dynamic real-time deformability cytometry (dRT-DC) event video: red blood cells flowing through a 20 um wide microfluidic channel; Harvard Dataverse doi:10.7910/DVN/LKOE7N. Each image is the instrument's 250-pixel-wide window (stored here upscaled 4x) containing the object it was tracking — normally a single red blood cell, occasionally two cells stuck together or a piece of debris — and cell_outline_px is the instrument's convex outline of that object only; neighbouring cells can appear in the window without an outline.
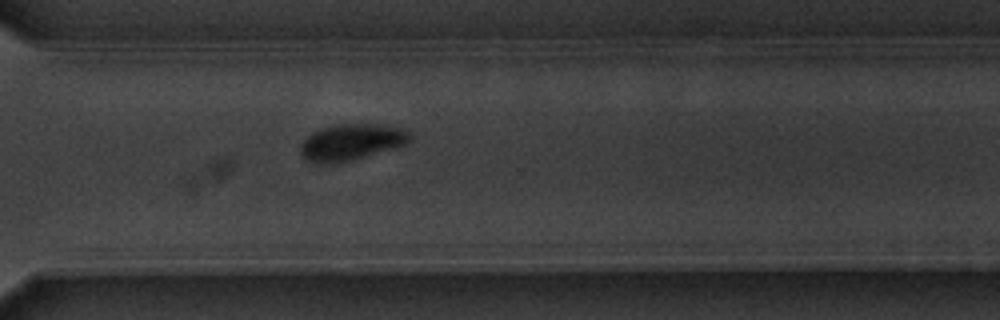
{"species": "common noctule bat (a hibernating species)", "species_latin": "Nyctalus noctula", "temperature_condition": "warm", "stored_images_in_passage": 12, "camera_frame_rate_fps": 3000, "um_per_image_px": 0.085, "animal": {"sex": "male", "body_mass_g": 20.1, "forearm_length_mm": 53.5}, "frame": {"image": 1, "passage_image": 12, "time_ms": 13.667, "image_size_px": [1000, 320], "cell_outline_px": [[412, 140], [408, 144], [396, 148], [352, 160], [332, 164], [328, 164], [308, 160], [300, 152], [300, 144], [312, 132], [320, 128], [336, 124], [380, 124], [400, 128], [408, 132], [412, 136]], "centroid_in_image_um": [29.9, 12.07], "position_along_channel_um": 340.7, "area_um2": 23.24}}